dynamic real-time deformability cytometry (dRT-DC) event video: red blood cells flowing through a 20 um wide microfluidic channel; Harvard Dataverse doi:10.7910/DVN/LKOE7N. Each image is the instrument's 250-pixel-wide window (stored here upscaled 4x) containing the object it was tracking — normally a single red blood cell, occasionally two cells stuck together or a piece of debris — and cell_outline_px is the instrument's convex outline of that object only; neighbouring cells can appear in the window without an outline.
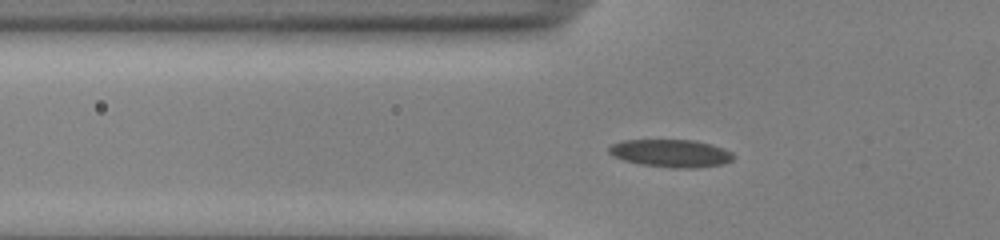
{"species": "common noctule bat (a hibernating species)", "species_latin": "Nyctalus noctula", "temperature_condition": "cold", "stored_images_in_passage": 52, "camera_frame_rate_fps": 3000, "um_per_image_px": 0.085, "animal": {"sex": "male", "body_mass_g": 13.0, "forearm_length_mm": 53.1}, "frame": {"image": 1, "passage_image": 17, "time_ms": 5.333, "image_size_px": [1000, 240], "cell_outline_px": [[736, 156], [732, 160], [724, 164], [696, 168], [668, 168], [640, 164], [624, 160], [612, 156], [608, 152], [608, 148], [612, 144], [624, 140], [696, 140], [712, 144], [724, 148], [732, 152]], "centroid_in_image_um": [57.06, 13.03], "position_along_channel_um": 68.7, "area_um2": 20.4}}
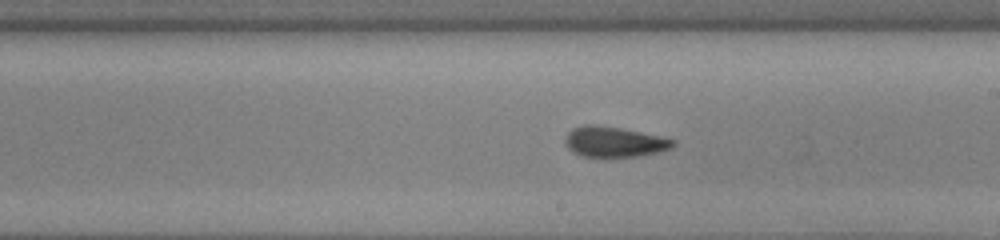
{"frame": {"image": 2, "passage_image": 30, "time_ms": 9.667, "image_size_px": [1000, 240], "cell_outline_px": [[676, 144], [672, 148], [660, 152], [636, 156], [604, 160], [584, 156], [572, 152], [564, 144], [564, 136], [572, 128], [584, 124], [596, 124], [620, 128], [640, 132], [676, 140]], "centroid_in_image_um": [52.15, 12.09], "position_along_channel_um": 236.8, "area_um2": 19.88}}
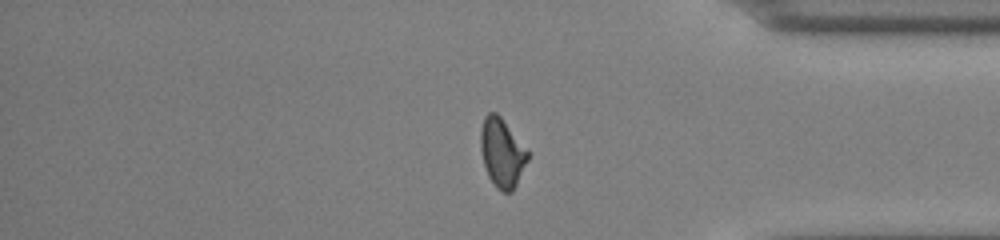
{"frame": {"image": 3, "passage_image": 43, "time_ms": 14.0, "image_size_px": [1000, 240], "cell_outline_px": [[528, 160], [512, 192], [504, 192], [496, 188], [488, 176], [484, 164], [480, 148], [480, 132], [484, 116], [488, 112], [496, 112], [500, 116], [528, 152]], "centroid_in_image_um": [42.64, 12.99], "position_along_channel_um": 392.6, "area_um2": 18.61}, "authors_computed_cell_mechanics": {"area_um2": 19.3052, "velocity_mm_per_s": 3.9339, "shape_relaxation_time_tau1_ms": null, "shape_relaxation_time_tau2_ms": 2.6926, "deformation_change_tau1": null, "deformation_change_tau2": 0.0787}}